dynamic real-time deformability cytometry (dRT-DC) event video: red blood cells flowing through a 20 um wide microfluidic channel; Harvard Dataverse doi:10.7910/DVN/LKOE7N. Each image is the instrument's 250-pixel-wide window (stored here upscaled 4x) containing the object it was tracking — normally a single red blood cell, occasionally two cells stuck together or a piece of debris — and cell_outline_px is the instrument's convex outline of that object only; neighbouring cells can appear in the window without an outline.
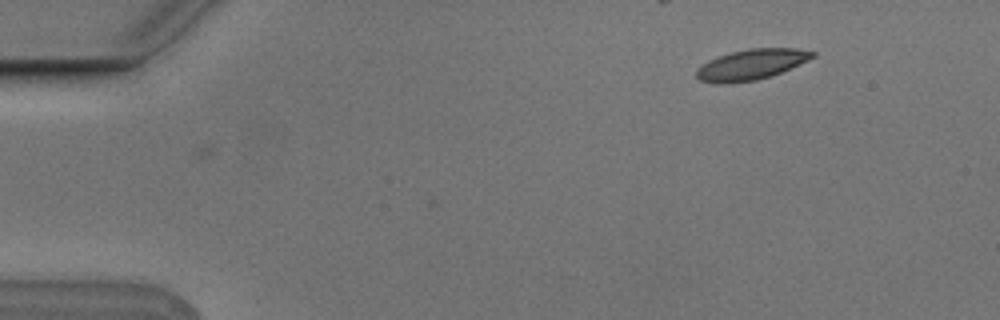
{"species": "Egyptian fruit bat (a non-hibernating species)", "species_latin": "Rousettus aegyptiacus", "temperature_condition": "cold", "stored_images_in_passage": 3, "camera_frame_rate_fps": 3000, "um_per_image_px": 0.085, "animal": {"sex": "male"}, "frame": {"image": 1, "passage_image": 3, "time_ms": 0.667, "image_size_px": [1000, 320], "cell_outline_px": [[816, 56], [808, 60], [772, 76], [756, 80], [732, 84], [716, 84], [700, 80], [696, 76], [696, 72], [708, 60], [716, 56], [748, 48], [796, 48], [816, 52]], "centroid_in_image_um": [63.86, 5.49], "position_along_channel_um": 21.1, "area_um2": 20.75}}